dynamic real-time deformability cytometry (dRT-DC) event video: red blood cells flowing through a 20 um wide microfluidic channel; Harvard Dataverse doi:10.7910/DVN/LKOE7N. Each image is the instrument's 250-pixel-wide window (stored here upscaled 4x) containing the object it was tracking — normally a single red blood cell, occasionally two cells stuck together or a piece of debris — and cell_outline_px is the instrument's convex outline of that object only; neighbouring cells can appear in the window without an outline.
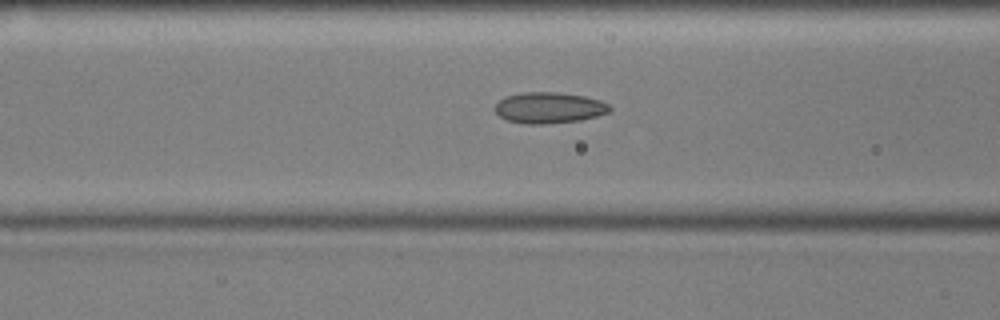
{"species": "common noctule bat (a hibernating species)", "species_latin": "Nyctalus noctula", "temperature_condition": "cold", "stored_images_in_passage": 55, "camera_frame_rate_fps": 3000, "um_per_image_px": 0.085, "animal": {"sex": "male", "body_mass_g": 17.9, "forearm_length_mm": 54.2}, "frame": {"image": 1, "passage_image": 21, "time_ms": 6.667, "image_size_px": [1000, 320], "cell_outline_px": [[612, 108], [608, 112], [596, 116], [580, 120], [544, 124], [524, 124], [508, 120], [500, 116], [492, 108], [504, 96], [524, 92], [556, 92], [584, 96], [600, 100], [608, 104]], "centroid_in_image_um": [46.64, 9.15], "position_along_channel_um": 120.0, "area_um2": 20.75}}
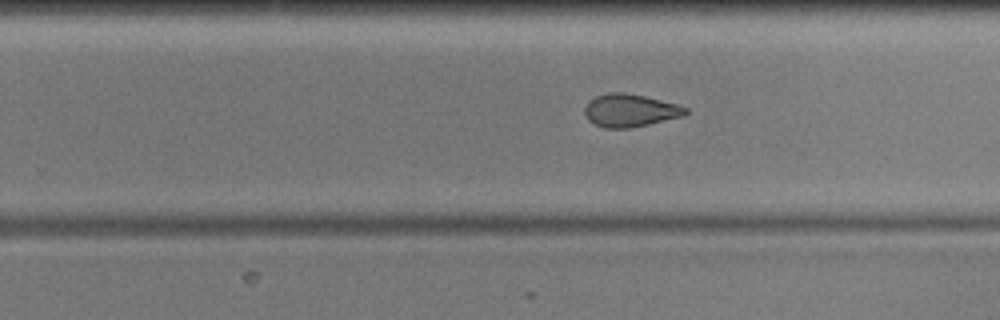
{"frame": {"image": 2, "passage_image": 34, "time_ms": 11.0, "image_size_px": [1000, 320], "cell_outline_px": [[688, 112], [680, 116], [648, 124], [628, 128], [604, 128], [588, 120], [584, 112], [584, 108], [588, 100], [596, 96], [608, 92], [624, 92], [644, 96], [676, 104], [688, 108]], "centroid_in_image_um": [53.49, 9.37], "position_along_channel_um": 276.3, "area_um2": 19.07}}
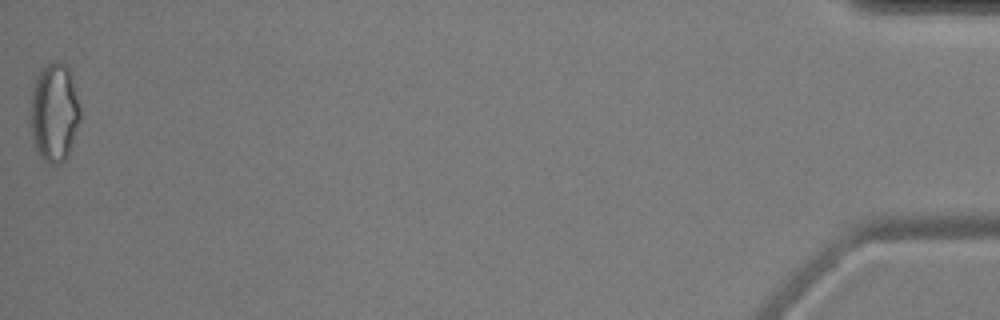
{"frame": {"image": 3, "passage_image": 55, "time_ms": 18.0, "image_size_px": [1000, 320], "cell_outline_px": [[80, 120], [68, 156], [60, 164], [48, 164], [36, 152], [32, 144], [28, 124], [28, 112], [32, 88], [36, 76], [52, 60], [56, 60], [64, 64], [68, 68], [72, 76], [80, 108]], "centroid_in_image_um": [4.56, 9.6], "position_along_channel_um": 430.6, "area_um2": 29.54}, "authors_computed_cell_mechanics": {"area_um2": 21.1548, "velocity_mm_per_s": 3.6035, "shape_relaxation_time_tau1_ms": 4.8348, "shape_relaxation_time_tau2_ms": 3.2258, "deformation_change_tau1": 0.1129, "deformation_change_tau2": 0.0976}}